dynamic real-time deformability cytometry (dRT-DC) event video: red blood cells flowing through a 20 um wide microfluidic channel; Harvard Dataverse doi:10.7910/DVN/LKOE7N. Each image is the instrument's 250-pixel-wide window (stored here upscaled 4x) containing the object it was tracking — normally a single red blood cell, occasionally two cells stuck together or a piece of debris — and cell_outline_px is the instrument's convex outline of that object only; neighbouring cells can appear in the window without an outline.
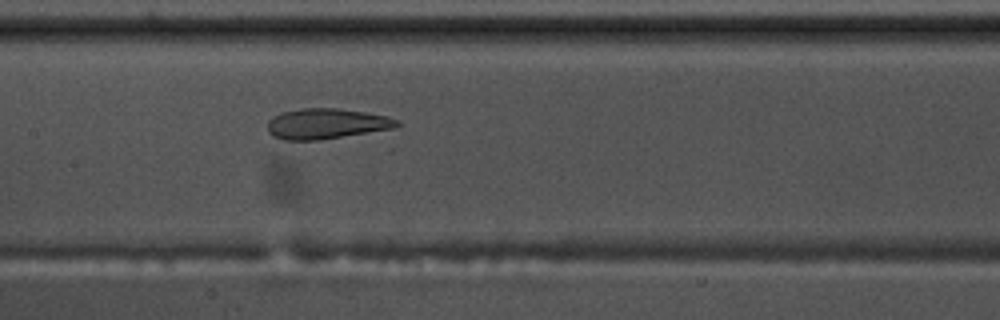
{"species": "common noctule bat (a hibernating species)", "species_latin": "Nyctalus noctula", "temperature_condition": "warm", "stored_images_in_passage": 54, "camera_frame_rate_fps": 3000, "um_per_image_px": 0.085, "animal": {"sex": "male", "body_mass_g": 17.5, "forearm_length_mm": 52.3}, "frame": {"image": 1, "passage_image": 26, "time_ms": 8.333, "image_size_px": [1000, 320], "cell_outline_px": [[400, 124], [396, 128], [320, 140], [284, 140], [272, 136], [268, 132], [268, 120], [272, 116], [280, 112], [300, 108], [336, 108], [364, 112], [388, 116], [396, 120]], "centroid_in_image_um": [27.71, 10.52], "position_along_channel_um": 179.7, "area_um2": 23.12}}
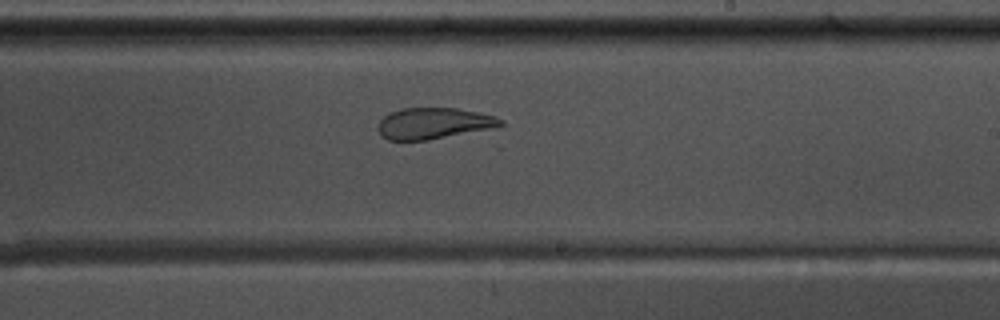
{"frame": {"image": 2, "passage_image": 32, "time_ms": 10.333, "image_size_px": [1000, 320], "cell_outline_px": [[504, 124], [488, 128], [428, 140], [388, 140], [380, 136], [376, 128], [380, 120], [384, 116], [400, 108], [456, 108], [496, 116], [504, 120]], "centroid_in_image_um": [36.79, 10.48], "position_along_channel_um": 252.2, "area_um2": 22.08}}
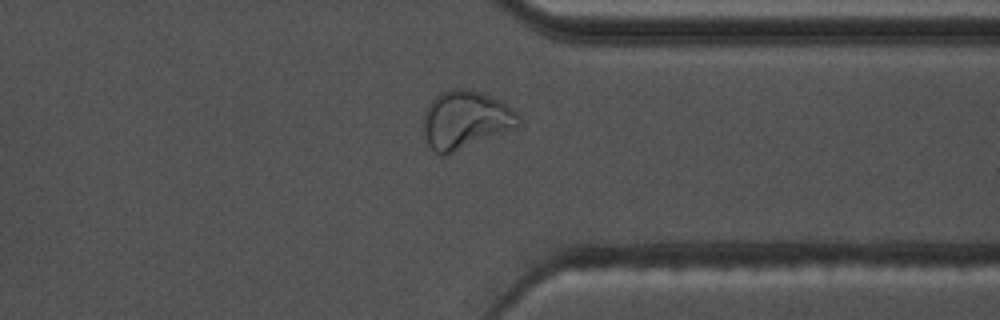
{"frame": {"image": 3, "passage_image": 42, "time_ms": 13.667, "image_size_px": [1000, 320], "cell_outline_px": [[520, 128], [448, 156], [444, 156], [436, 152], [428, 144], [424, 136], [424, 112], [428, 104], [440, 92], [452, 88], [464, 88], [480, 92], [500, 100], [516, 112], [520, 116]], "centroid_in_image_um": [39.6, 10.23], "position_along_channel_um": 371.8, "area_um2": 33.0}}